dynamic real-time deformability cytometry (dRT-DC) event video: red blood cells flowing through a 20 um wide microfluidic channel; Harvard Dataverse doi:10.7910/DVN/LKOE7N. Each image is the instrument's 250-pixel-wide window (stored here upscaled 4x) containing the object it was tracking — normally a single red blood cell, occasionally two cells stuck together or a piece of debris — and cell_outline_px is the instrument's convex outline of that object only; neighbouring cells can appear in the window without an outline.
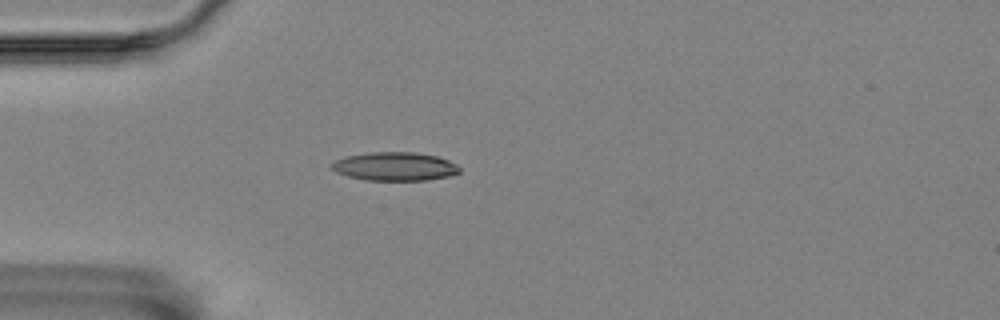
{"species": "Egyptian fruit bat (a non-hibernating species)", "species_latin": "Rousettus aegyptiacus", "temperature_condition": "room temperature", "stored_images_in_passage": 4, "camera_frame_rate_fps": 3000, "um_per_image_px": 0.085, "animal": {"sex": "female"}, "frame": {"image": 1, "passage_image": 3, "time_ms": 0.667, "image_size_px": [1000, 320], "cell_outline_px": [[460, 172], [452, 176], [428, 180], [364, 180], [348, 176], [336, 172], [328, 164], [344, 156], [368, 152], [416, 152], [436, 156], [448, 160], [456, 164], [460, 168]], "centroid_in_image_um": [33.55, 14.14], "position_along_channel_um": 51.4, "area_um2": 21.5}}